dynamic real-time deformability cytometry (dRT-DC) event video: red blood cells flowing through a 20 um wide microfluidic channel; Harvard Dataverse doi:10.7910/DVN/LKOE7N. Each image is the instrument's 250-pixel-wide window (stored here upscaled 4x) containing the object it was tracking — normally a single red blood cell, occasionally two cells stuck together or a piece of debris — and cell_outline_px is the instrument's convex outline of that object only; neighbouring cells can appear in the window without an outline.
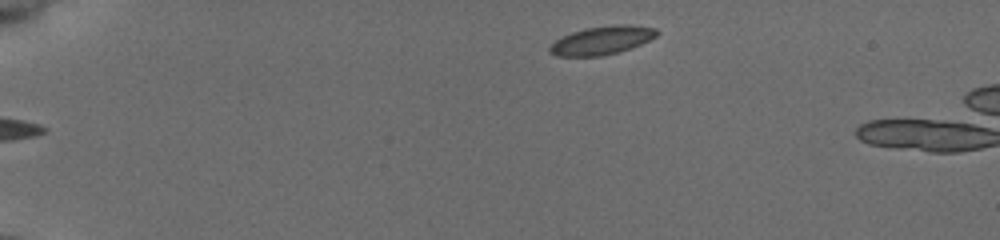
{"species": "common noctule bat (a hibernating species)", "species_latin": "Nyctalus noctula", "temperature_condition": "cold", "stored_images_in_passage": 5, "camera_frame_rate_fps": 3000, "um_per_image_px": 0.085, "animal": {"sex": "female", "body_mass_g": 19.5, "forearm_length_mm": 54.1}, "frame": {"image": 1, "passage_image": 1, "time_ms": 0.0, "image_size_px": [1000, 240], "cell_outline_px": [[660, 32], [656, 36], [632, 48], [600, 56], [556, 56], [548, 48], [556, 40], [572, 32], [584, 28], [612, 24], [632, 24], [656, 28]], "centroid_in_image_um": [51.2, 3.4], "position_along_channel_um": 33.8, "area_um2": 17.69}}